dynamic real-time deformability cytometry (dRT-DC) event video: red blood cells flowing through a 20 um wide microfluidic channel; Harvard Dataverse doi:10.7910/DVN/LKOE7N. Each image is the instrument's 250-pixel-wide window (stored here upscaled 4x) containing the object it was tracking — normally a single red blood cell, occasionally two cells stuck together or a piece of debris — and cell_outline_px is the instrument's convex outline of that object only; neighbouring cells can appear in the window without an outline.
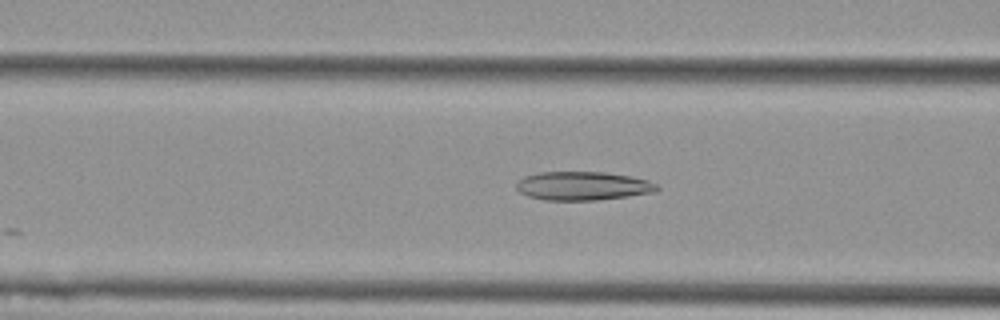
{"species": "Egyptian fruit bat (a non-hibernating species)", "species_latin": "Rousettus aegyptiacus", "temperature_condition": "cold", "stored_images_in_passage": 15, "camera_frame_rate_fps": 3000, "um_per_image_px": 0.085, "animal": {"sex": "female"}, "frame": {"image": 1, "passage_image": 6, "time_ms": 1.667, "image_size_px": [1000, 320], "cell_outline_px": [[660, 188], [656, 192], [628, 196], [596, 200], [544, 200], [528, 196], [520, 192], [516, 188], [516, 184], [524, 176], [540, 172], [604, 172], [628, 176], [648, 180], [656, 184]], "centroid_in_image_um": [49.54, 15.8], "position_along_channel_um": 117.1, "area_um2": 23.41}}
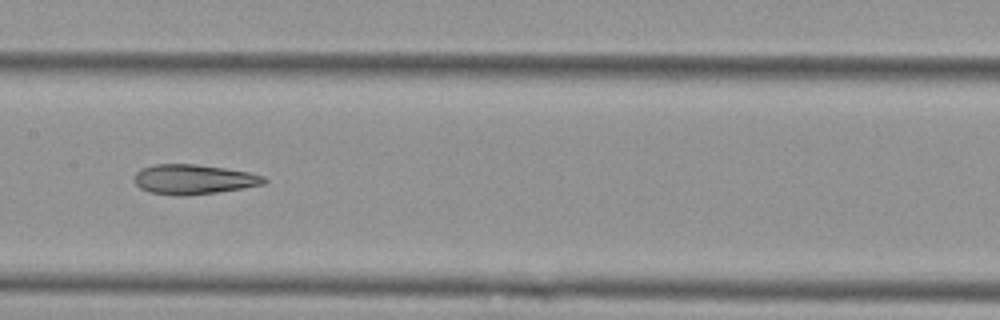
{"frame": {"image": 2, "passage_image": 12, "time_ms": 3.667, "image_size_px": [1000, 320], "cell_outline_px": [[268, 180], [264, 184], [244, 188], [188, 196], [176, 196], [148, 192], [140, 188], [132, 180], [132, 176], [140, 168], [156, 164], [196, 164], [224, 168], [248, 172], [264, 176]], "centroid_in_image_um": [16.41, 15.25], "position_along_channel_um": 191.0, "area_um2": 22.83}}
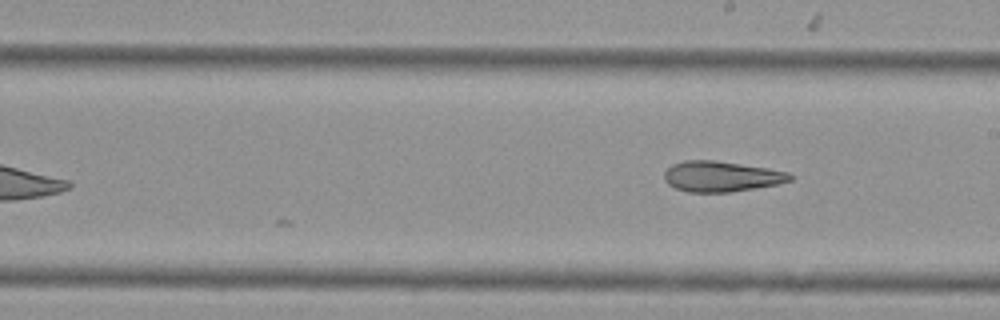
{"frame": {"image": 3, "passage_image": 15, "time_ms": 4.667, "image_size_px": [1000, 320], "cell_outline_px": [[792, 180], [776, 184], [756, 188], [728, 192], [688, 192], [676, 188], [668, 184], [664, 180], [664, 172], [672, 164], [684, 160], [712, 160], [768, 168], [788, 172], [792, 176]], "centroid_in_image_um": [61.28, 14.99], "position_along_channel_um": 227.7, "area_um2": 22.25}}